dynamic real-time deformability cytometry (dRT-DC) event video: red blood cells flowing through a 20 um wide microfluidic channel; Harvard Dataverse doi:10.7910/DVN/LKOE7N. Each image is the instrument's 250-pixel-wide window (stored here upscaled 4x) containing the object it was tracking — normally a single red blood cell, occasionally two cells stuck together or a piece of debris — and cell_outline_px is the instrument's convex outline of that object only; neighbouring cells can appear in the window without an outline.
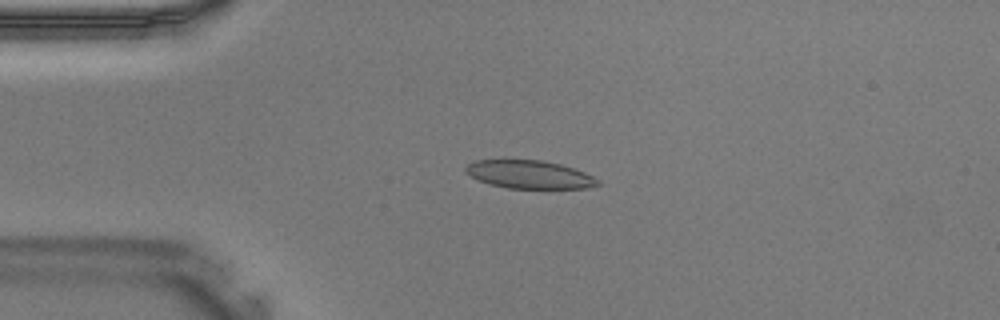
{"species": "Egyptian fruit bat (a non-hibernating species)", "species_latin": "Rousettus aegyptiacus", "temperature_condition": "warm", "stored_images_in_passage": 39, "camera_frame_rate_fps": 3000, "um_per_image_px": 0.085, "animal": {"sex": "male"}, "frame": {"image": 1, "passage_image": 8, "time_ms": 2.333, "image_size_px": [1000, 320], "cell_outline_px": [[600, 184], [584, 188], [508, 188], [492, 184], [480, 180], [464, 172], [464, 168], [468, 164], [476, 160], [540, 160], [560, 164], [584, 172], [600, 180]], "centroid_in_image_um": [45.0, 14.83], "position_along_channel_um": 40.0, "area_um2": 21.33}}
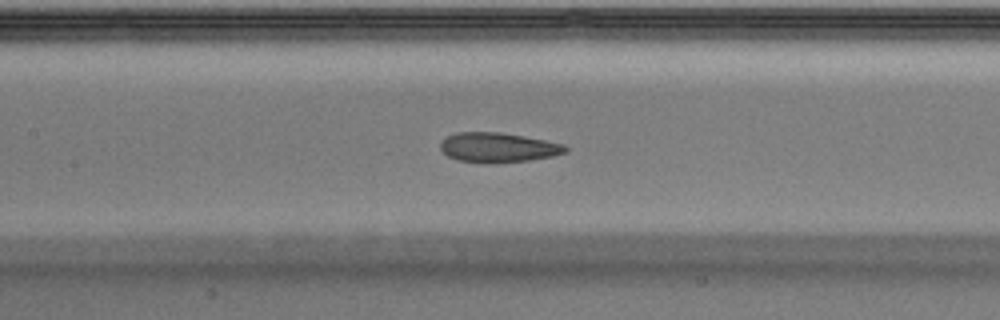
{"frame": {"image": 2, "passage_image": 17, "time_ms": 5.333, "image_size_px": [1000, 320], "cell_outline_px": [[568, 152], [552, 156], [528, 160], [456, 160], [448, 156], [440, 148], [440, 144], [448, 136], [456, 132], [500, 132], [524, 136], [564, 144], [568, 148]], "centroid_in_image_um": [42.37, 12.48], "position_along_channel_um": 165.0, "area_um2": 20.63}}
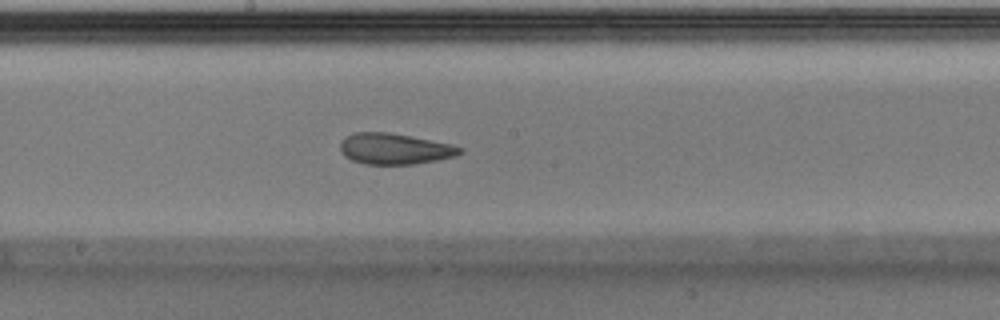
{"frame": {"image": 3, "passage_image": 20, "time_ms": 6.333, "image_size_px": [1000, 320], "cell_outline_px": [[464, 148], [456, 156], [436, 160], [412, 164], [364, 164], [352, 160], [344, 156], [340, 152], [340, 140], [344, 136], [352, 132], [388, 132], [452, 144]], "centroid_in_image_um": [33.48, 12.64], "position_along_channel_um": 214.7, "area_um2": 21.68}}